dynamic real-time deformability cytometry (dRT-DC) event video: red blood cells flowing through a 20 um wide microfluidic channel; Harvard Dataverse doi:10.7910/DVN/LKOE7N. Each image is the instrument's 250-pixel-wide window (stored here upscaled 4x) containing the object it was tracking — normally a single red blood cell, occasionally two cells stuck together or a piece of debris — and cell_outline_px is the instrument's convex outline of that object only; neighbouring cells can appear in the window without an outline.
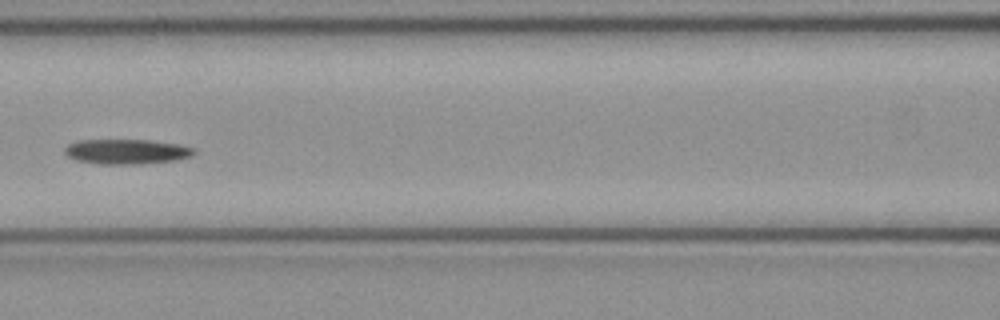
{"species": "common noctule bat (a hibernating species)", "species_latin": "Nyctalus noctula", "temperature_condition": "cold", "stored_images_in_passage": 7, "camera_frame_rate_fps": 3000, "um_per_image_px": 0.085, "animal": {"sex": "female", "body_mass_g": 21.9}, "frame": {"image": 1, "passage_image": 7, "time_ms": 2.0, "image_size_px": [1000, 320], "cell_outline_px": [[196, 152], [192, 156], [176, 160], [140, 164], [100, 164], [76, 160], [68, 156], [64, 152], [64, 148], [68, 144], [76, 140], [148, 140], [180, 144], [196, 148]], "centroid_in_image_um": [10.78, 12.88], "position_along_channel_um": 155.8, "area_um2": 18.96}}